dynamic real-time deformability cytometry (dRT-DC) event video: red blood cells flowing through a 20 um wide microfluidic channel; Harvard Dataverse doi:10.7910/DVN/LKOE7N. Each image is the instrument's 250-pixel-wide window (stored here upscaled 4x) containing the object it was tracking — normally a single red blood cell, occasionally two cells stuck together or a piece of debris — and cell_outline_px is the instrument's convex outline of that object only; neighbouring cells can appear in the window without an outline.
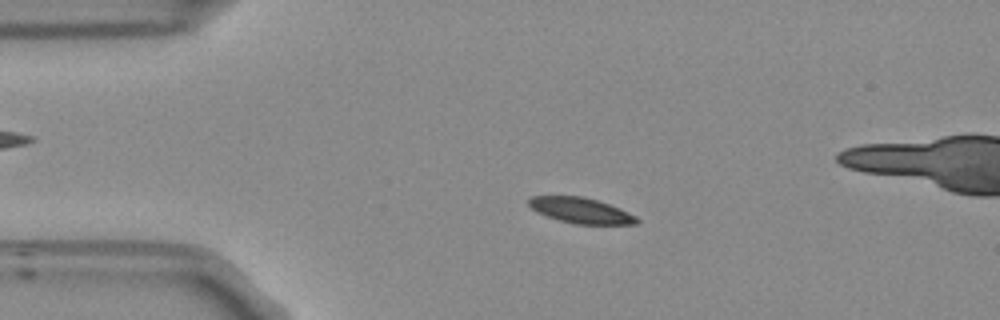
{"species": "Egyptian fruit bat (a non-hibernating species)", "species_latin": "Rousettus aegyptiacus", "temperature_condition": "room temperature", "stored_images_in_passage": 54, "camera_frame_rate_fps": 3000, "um_per_image_px": 0.085, "frame": {"image": 1, "passage_image": 11, "time_ms": 3.333, "image_size_px": [1000, 320], "cell_outline_px": [[640, 224], [576, 224], [560, 220], [536, 212], [528, 204], [528, 196], [584, 196], [620, 208], [636, 216], [640, 220]], "centroid_in_image_um": [49.38, 17.88], "position_along_channel_um": 35.6, "area_um2": 16.07}}
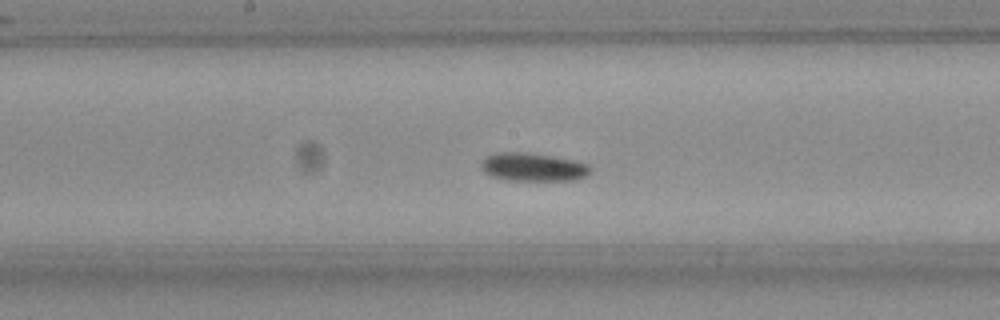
{"frame": {"image": 2, "passage_image": 27, "time_ms": 8.667, "image_size_px": [1000, 320], "cell_outline_px": [[592, 172], [584, 176], [572, 180], [508, 180], [492, 176], [484, 172], [480, 168], [480, 164], [484, 156], [500, 152], [524, 152], [552, 156], [576, 160], [588, 164], [592, 168]], "centroid_in_image_um": [45.29, 14.19], "position_along_channel_um": 202.9, "area_um2": 18.09}}
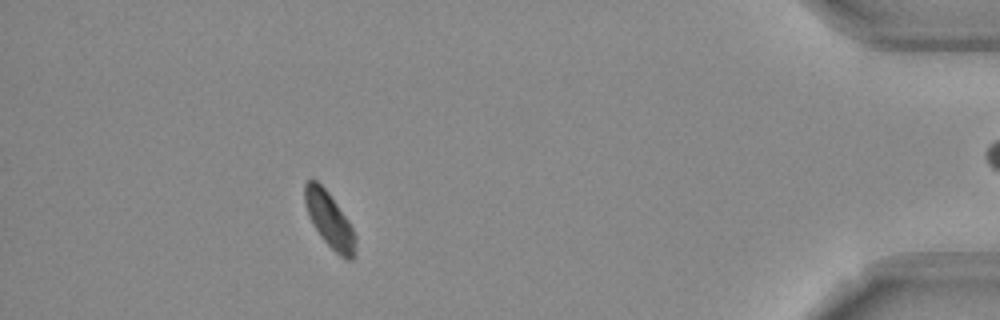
{"frame": {"image": 3, "passage_image": 48, "time_ms": 15.667, "image_size_px": [1000, 320], "cell_outline_px": [[356, 256], [352, 260], [348, 260], [340, 256], [320, 236], [312, 224], [308, 216], [304, 200], [304, 184], [308, 180], [316, 180], [328, 192], [348, 220], [356, 236]], "centroid_in_image_um": [28.01, 18.72], "position_along_channel_um": 407.2, "area_um2": 16.36}, "authors_computed_cell_mechanics": {"area_um2": 16.7331, "velocity_mm_per_s": 3.7396, "shape_relaxation_time_tau1_ms": 2.2323, "shape_relaxation_time_tau2_ms": null, "deformation_change_tau1": 0.0695, "deformation_change_tau2": null}}